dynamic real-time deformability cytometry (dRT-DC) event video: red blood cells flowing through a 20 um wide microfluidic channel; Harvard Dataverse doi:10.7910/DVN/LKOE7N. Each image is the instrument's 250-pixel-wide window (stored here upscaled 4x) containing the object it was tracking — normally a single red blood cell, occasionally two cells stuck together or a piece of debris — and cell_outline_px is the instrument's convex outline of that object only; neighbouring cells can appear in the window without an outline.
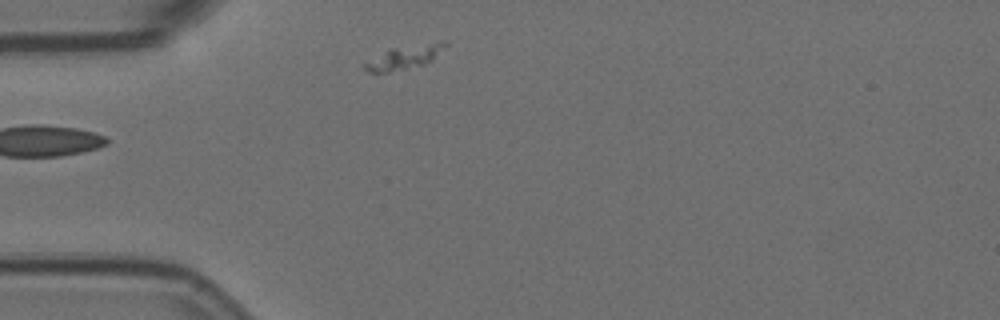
{"species": "Egyptian fruit bat (a non-hibernating species)", "species_latin": "Rousettus aegyptiacus", "temperature_condition": "room temperature", "stored_images_in_passage": 6, "segment_of_instrument_passage": [2, 2], "camera_frame_rate_fps": 3000, "um_per_image_px": 0.085, "animal": {"sex": "female"}, "frame": {"image": 1, "passage_image": 6, "time_ms": 1.667, "image_size_px": [1000, 320], "cell_outline_px": [[448, 44], [432, 60], [424, 64], [388, 72], [368, 72], [364, 68], [364, 64], [388, 48], [444, 40]], "centroid_in_image_um": [34.41, 4.83], "position_along_channel_um": 50.6, "area_um2": 10.98}}